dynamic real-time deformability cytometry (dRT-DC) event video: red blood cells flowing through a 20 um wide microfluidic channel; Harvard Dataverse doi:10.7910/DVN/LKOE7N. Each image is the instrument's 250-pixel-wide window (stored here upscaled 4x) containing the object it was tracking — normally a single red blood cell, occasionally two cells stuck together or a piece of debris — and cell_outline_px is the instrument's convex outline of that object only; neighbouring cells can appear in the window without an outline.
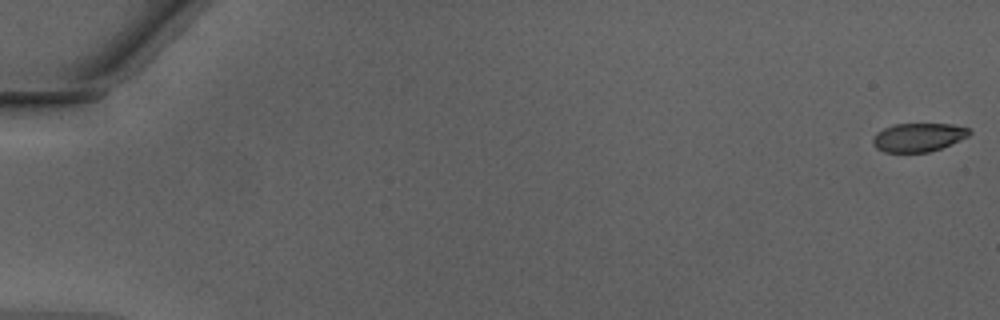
{"species": "Egyptian fruit bat (a non-hibernating species)", "species_latin": "Rousettus aegyptiacus", "temperature_condition": "warm", "stored_images_in_passage": 50, "camera_frame_rate_fps": 3000, "um_per_image_px": 0.085, "animal": {"sex": "male"}, "frame": {"image": 1, "passage_image": 1, "time_ms": 0.0, "image_size_px": [1000, 320], "cell_outline_px": [[972, 132], [968, 136], [960, 140], [940, 148], [928, 152], [884, 152], [876, 148], [872, 144], [872, 140], [876, 132], [892, 124], [952, 124], [968, 128]], "centroid_in_image_um": [78.03, 11.67], "position_along_channel_um": 7.0, "area_um2": 16.07}}
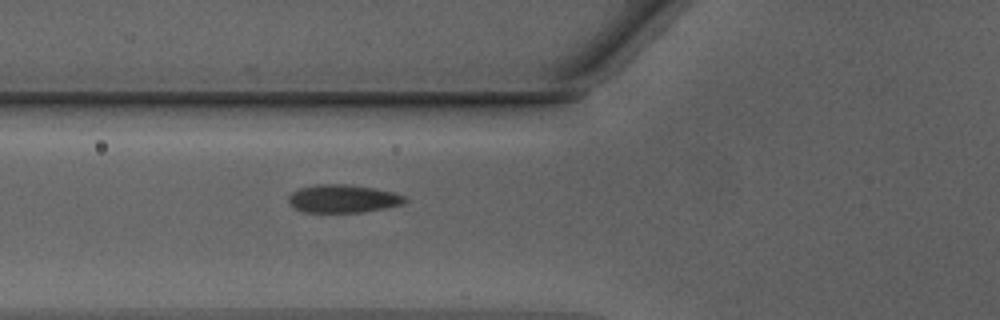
{"frame": {"image": 2, "passage_image": 20, "time_ms": 6.333, "image_size_px": [1000, 320], "cell_outline_px": [[408, 200], [404, 204], [364, 212], [304, 212], [292, 208], [288, 204], [288, 196], [292, 192], [300, 188], [316, 184], [344, 184], [376, 188], [392, 192], [404, 196]], "centroid_in_image_um": [29.12, 16.89], "position_along_channel_um": 96.7, "area_um2": 19.19}}
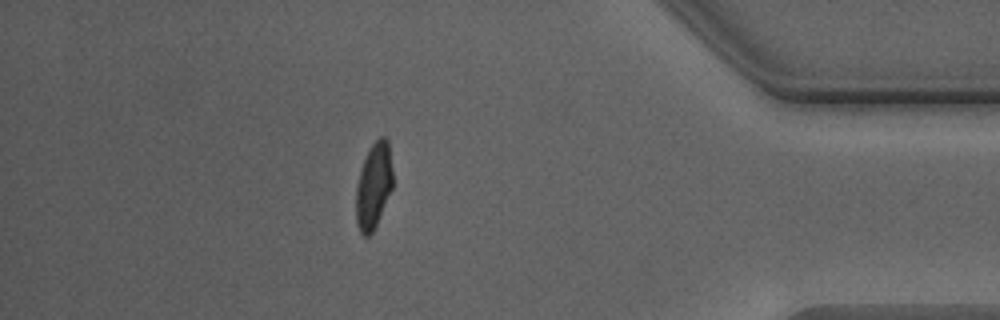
{"frame": {"image": 3, "passage_image": 44, "time_ms": 14.333, "image_size_px": [1000, 320], "cell_outline_px": [[392, 188], [376, 224], [372, 232], [368, 236], [364, 236], [360, 232], [356, 220], [356, 184], [368, 148], [380, 136], [384, 136], [388, 140], [392, 168]], "centroid_in_image_um": [31.75, 15.76], "position_along_channel_um": 403.5, "area_um2": 18.21}, "authors_computed_cell_mechanics": {"area_um2": 18.3226, "velocity_mm_per_s": 4.2971, "shape_relaxation_time_tau1_ms": 3.2561, "shape_relaxation_time_tau2_ms": null, "deformation_change_tau1": 0.148, "deformation_change_tau2": null}}